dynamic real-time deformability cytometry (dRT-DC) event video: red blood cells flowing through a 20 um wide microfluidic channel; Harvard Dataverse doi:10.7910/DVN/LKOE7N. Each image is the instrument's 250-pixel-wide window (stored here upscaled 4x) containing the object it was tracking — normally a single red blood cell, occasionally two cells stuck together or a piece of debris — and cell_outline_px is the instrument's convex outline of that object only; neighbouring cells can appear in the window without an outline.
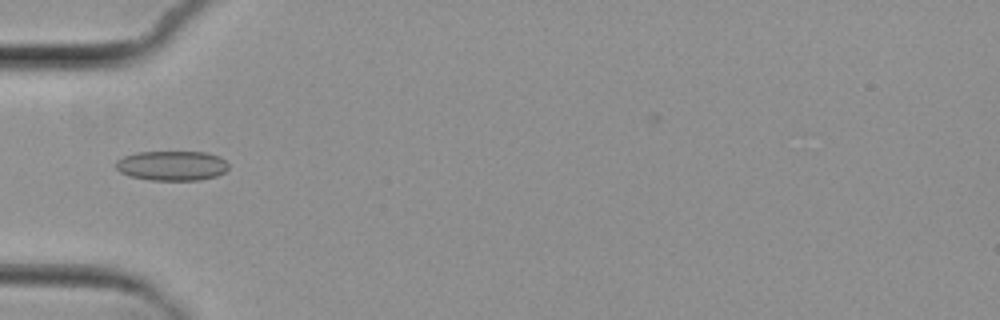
{"species": "common noctule bat (a hibernating species)", "species_latin": "Nyctalus noctula", "temperature_condition": "cold", "stored_images_in_passage": 6, "camera_frame_rate_fps": 3000, "um_per_image_px": 0.085, "animal": {"sex": "female", "body_mass_g": 29.2, "forearm_length_mm": 56.3}, "frame": {"image": 1, "passage_image": 6, "time_ms": 6.0, "image_size_px": [1000, 320], "cell_outline_px": [[228, 168], [224, 172], [216, 176], [200, 180], [148, 180], [128, 176], [120, 172], [116, 168], [116, 160], [124, 156], [136, 152], [204, 152], [220, 156], [228, 164]], "centroid_in_image_um": [14.59, 14.08], "position_along_channel_um": 70.4, "area_um2": 19.65}}